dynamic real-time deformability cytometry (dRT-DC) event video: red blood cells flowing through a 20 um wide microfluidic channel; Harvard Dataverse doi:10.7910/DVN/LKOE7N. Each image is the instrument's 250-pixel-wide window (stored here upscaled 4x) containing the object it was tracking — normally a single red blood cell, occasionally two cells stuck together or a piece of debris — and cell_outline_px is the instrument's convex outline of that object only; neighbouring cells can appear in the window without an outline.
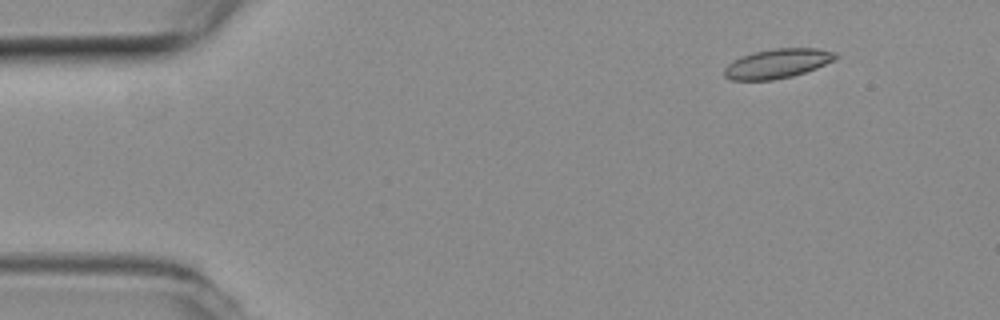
{"species": "common noctule bat (a hibernating species)", "species_latin": "Nyctalus noctula", "temperature_condition": "room temperature", "stored_images_in_passage": 5, "segment_of_instrument_passage": [1, 2], "camera_frame_rate_fps": 3000, "um_per_image_px": 0.085, "animal": {"sex": "female", "body_mass_g": 19.3, "forearm_length_mm": 54.1}, "frame": {"image": 1, "passage_image": 2, "time_ms": 0.333, "image_size_px": [1000, 320], "cell_outline_px": [[840, 56], [836, 60], [816, 68], [792, 76], [772, 80], [732, 80], [724, 76], [724, 68], [728, 64], [740, 56], [752, 52], [772, 48], [816, 48], [836, 52]], "centroid_in_image_um": [66.09, 5.39], "position_along_channel_um": 18.9, "area_um2": 19.25}}